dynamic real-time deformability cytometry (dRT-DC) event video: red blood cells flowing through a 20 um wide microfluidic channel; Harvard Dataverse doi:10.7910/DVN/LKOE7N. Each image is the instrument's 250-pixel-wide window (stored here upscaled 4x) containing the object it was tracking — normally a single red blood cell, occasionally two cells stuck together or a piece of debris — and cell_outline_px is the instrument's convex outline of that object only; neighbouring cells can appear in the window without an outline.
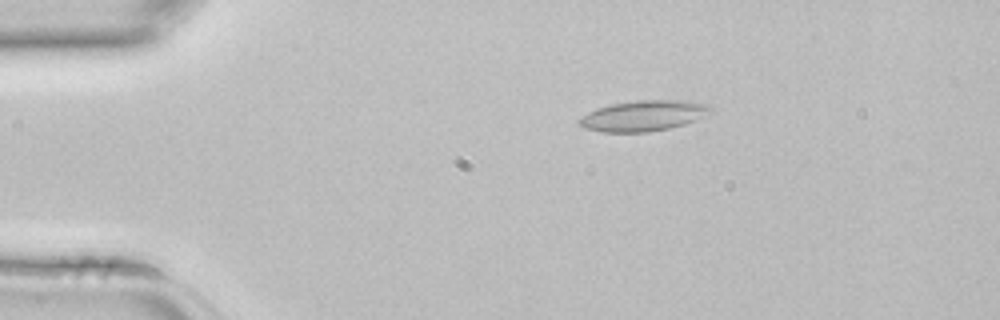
{"species": "common noctule bat (a hibernating species)", "species_latin": "Nyctalus noctula", "temperature_condition": "room temperature", "stored_images_in_passage": 3, "camera_frame_rate_fps": 3000, "um_per_image_px": 0.085, "animal": {"sex": "female", "body_mass_g": 22.7, "forearm_length_mm": 54.2}, "frame": {"image": 1, "passage_image": 2, "time_ms": 0.333, "image_size_px": [1000, 320], "cell_outline_px": [[712, 112], [696, 120], [684, 124], [668, 128], [648, 132], [600, 132], [584, 128], [576, 120], [588, 112], [596, 108], [612, 104], [636, 100], [684, 100], [708, 104], [712, 108]], "centroid_in_image_um": [54.69, 9.83], "position_along_channel_um": 30.3, "area_um2": 23.52}}